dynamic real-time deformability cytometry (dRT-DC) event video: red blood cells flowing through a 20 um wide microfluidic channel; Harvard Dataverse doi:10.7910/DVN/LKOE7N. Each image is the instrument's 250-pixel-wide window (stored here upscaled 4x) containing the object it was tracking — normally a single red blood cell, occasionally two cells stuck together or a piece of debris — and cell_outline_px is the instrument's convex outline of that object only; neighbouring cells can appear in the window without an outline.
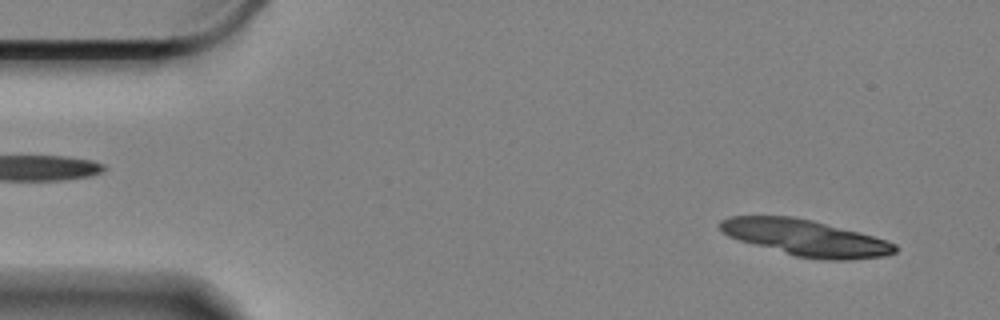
{"species": "Egyptian fruit bat (a non-hibernating species)", "species_latin": "Rousettus aegyptiacus", "temperature_condition": "cold", "stored_images_in_passage": 14, "camera_frame_rate_fps": 3000, "um_per_image_px": 0.085, "animal": {"sex": "female"}, "frame": {"image": 1, "passage_image": 3, "time_ms": 0.667, "image_size_px": [1000, 320], "cell_outline_px": [[896, 252], [884, 256], [848, 260], [828, 260], [796, 256], [740, 240], [728, 236], [716, 224], [720, 220], [732, 216], [792, 216], [812, 220], [860, 232], [888, 240], [896, 244]], "centroid_in_image_um": [68.5, 20.2], "position_along_channel_um": 16.5, "area_um2": 36.7}}